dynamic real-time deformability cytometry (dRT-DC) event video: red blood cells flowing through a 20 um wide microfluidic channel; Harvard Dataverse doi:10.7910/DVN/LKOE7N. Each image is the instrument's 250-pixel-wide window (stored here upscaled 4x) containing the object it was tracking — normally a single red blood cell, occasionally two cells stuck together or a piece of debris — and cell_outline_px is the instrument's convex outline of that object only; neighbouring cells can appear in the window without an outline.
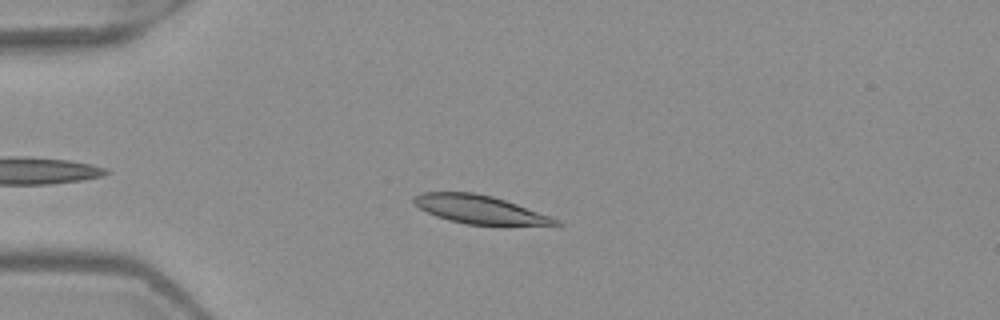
{"species": "Egyptian fruit bat (a non-hibernating species)", "species_latin": "Rousettus aegyptiacus", "temperature_condition": "warm", "stored_images_in_passage": 5, "camera_frame_rate_fps": 3000, "um_per_image_px": 0.085, "frame": {"image": 1, "passage_image": 3, "time_ms": 0.667, "image_size_px": [1000, 320], "cell_outline_px": [[564, 224], [464, 224], [448, 220], [436, 216], [420, 208], [412, 200], [412, 196], [420, 192], [472, 192], [492, 196], [552, 216], [560, 220]], "centroid_in_image_um": [40.72, 17.78], "position_along_channel_um": 44.3, "area_um2": 23.0}}
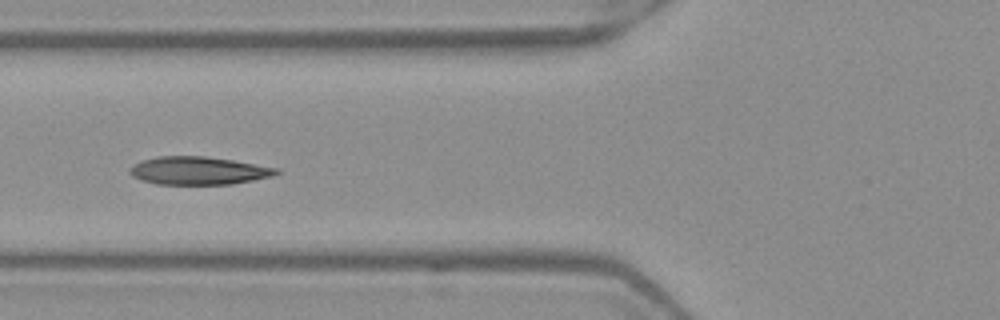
{"frame": {"image": 2, "passage_image": 5, "time_ms": 1.333, "image_size_px": [1000, 320], "cell_outline_px": [[280, 172], [272, 176], [232, 184], [156, 184], [132, 176], [128, 172], [128, 168], [144, 160], [156, 156], [204, 156], [232, 160], [280, 168]], "centroid_in_image_um": [16.88, 14.5], "position_along_channel_um": 108.9, "area_um2": 23.76}}